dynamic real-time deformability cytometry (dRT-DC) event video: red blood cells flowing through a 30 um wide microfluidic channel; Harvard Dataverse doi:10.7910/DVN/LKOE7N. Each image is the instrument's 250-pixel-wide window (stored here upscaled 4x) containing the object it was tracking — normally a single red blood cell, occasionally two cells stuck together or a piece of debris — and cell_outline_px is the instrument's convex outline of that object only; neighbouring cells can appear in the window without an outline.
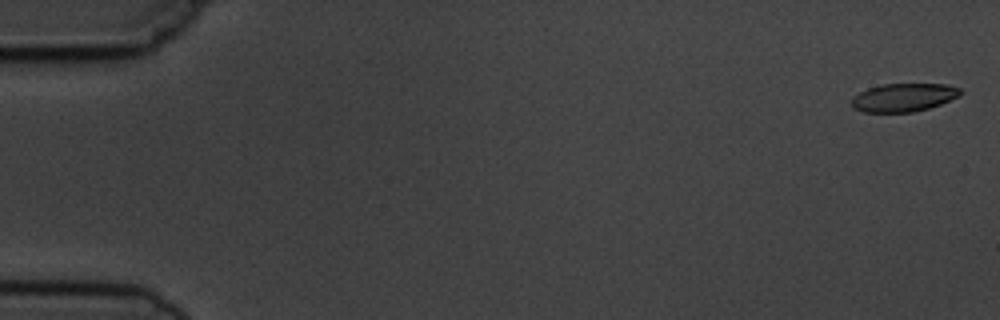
{"species": "common noctule bat (a hibernating species)", "species_latin": "Nyctalus noctula", "temperature_condition": "cold", "stored_images_in_passage": 6, "segment_of_instrument_passage": [2, 2], "camera_frame_rate_fps": 3000, "um_per_image_px": 0.085, "animal": {"sex": "male", "body_mass_g": 19.5, "forearm_length_mm": 54.6}, "frame": {"image": 1, "passage_image": 6, "time_ms": 6.0, "image_size_px": [1000, 320], "cell_outline_px": [[960, 96], [940, 104], [928, 108], [912, 112], [864, 112], [852, 108], [852, 96], [868, 88], [884, 84], [948, 84], [960, 88]], "centroid_in_image_um": [76.79, 8.28], "position_along_channel_um": 8.2, "area_um2": 17.86}}